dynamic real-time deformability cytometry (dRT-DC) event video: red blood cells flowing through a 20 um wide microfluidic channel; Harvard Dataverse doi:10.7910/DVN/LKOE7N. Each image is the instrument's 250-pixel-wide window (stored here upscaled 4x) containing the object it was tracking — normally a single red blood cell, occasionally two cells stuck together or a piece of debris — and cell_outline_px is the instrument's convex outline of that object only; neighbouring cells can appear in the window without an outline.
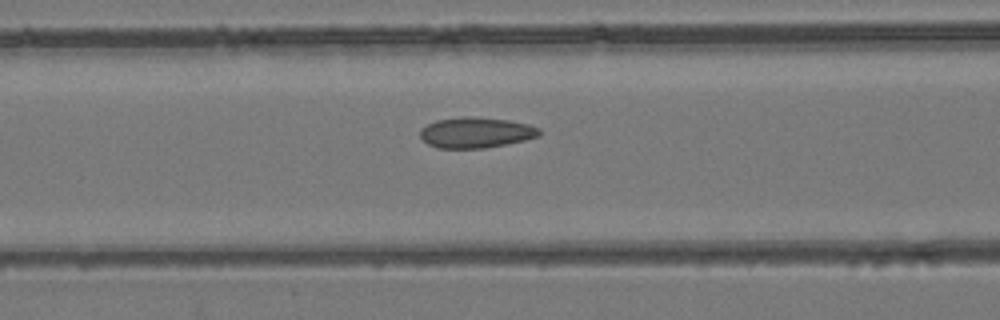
{"species": "common noctule bat (a hibernating species)", "species_latin": "Nyctalus noctula", "temperature_condition": "room temperature", "stored_images_in_passage": 53, "camera_frame_rate_fps": 3000, "um_per_image_px": 0.085, "animal": {"sex": "female", "body_mass_g": 24.6, "forearm_length_mm": 56.2}, "frame": {"image": 1, "passage_image": 22, "time_ms": 7.0, "image_size_px": [1000, 320], "cell_outline_px": [[540, 136], [508, 144], [484, 148], [436, 148], [428, 144], [420, 136], [420, 128], [436, 120], [468, 116], [476, 116], [508, 120], [528, 124], [540, 128]], "centroid_in_image_um": [40.46, 11.26], "position_along_channel_um": 126.1, "area_um2": 21.39}}
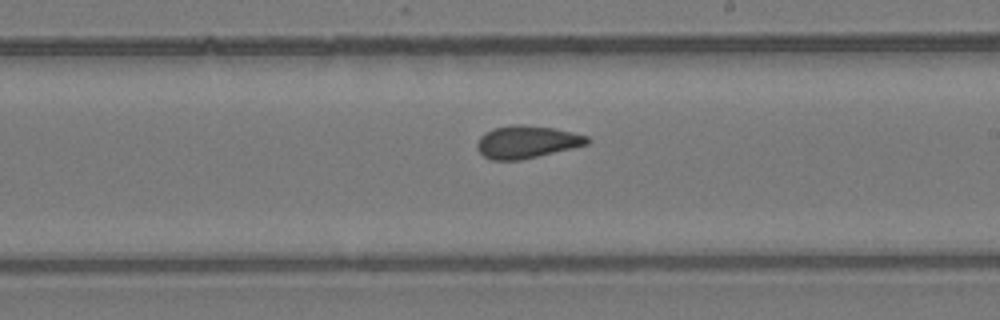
{"frame": {"image": 2, "passage_image": 31, "time_ms": 10.0, "image_size_px": [1000, 320], "cell_outline_px": [[592, 140], [588, 144], [572, 148], [520, 160], [492, 160], [484, 156], [476, 148], [476, 144], [480, 136], [484, 132], [492, 128], [512, 124], [524, 124], [552, 128], [572, 132], [588, 136]], "centroid_in_image_um": [44.75, 12.05], "position_along_channel_um": 244.2, "area_um2": 20.98}}
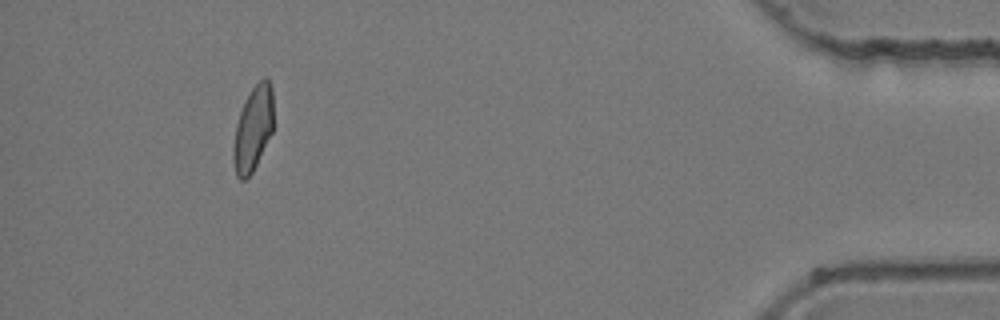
{"frame": {"image": 3, "passage_image": 49, "time_ms": 16.0, "image_size_px": [1000, 320], "cell_outline_px": [[272, 132], [252, 172], [244, 180], [240, 180], [236, 176], [232, 160], [232, 144], [236, 124], [244, 100], [252, 88], [264, 76], [268, 76], [272, 84]], "centroid_in_image_um": [21.48, 10.92], "position_along_channel_um": 413.7, "area_um2": 19.94}, "authors_computed_cell_mechanics": {"area_um2": 21.097, "velocity_mm_per_s": 3.9421, "shape_relaxation_time_tau1_ms": null, "shape_relaxation_time_tau2_ms": 1.8848, "deformation_change_tau1": null, "deformation_change_tau2": 0.0773}}